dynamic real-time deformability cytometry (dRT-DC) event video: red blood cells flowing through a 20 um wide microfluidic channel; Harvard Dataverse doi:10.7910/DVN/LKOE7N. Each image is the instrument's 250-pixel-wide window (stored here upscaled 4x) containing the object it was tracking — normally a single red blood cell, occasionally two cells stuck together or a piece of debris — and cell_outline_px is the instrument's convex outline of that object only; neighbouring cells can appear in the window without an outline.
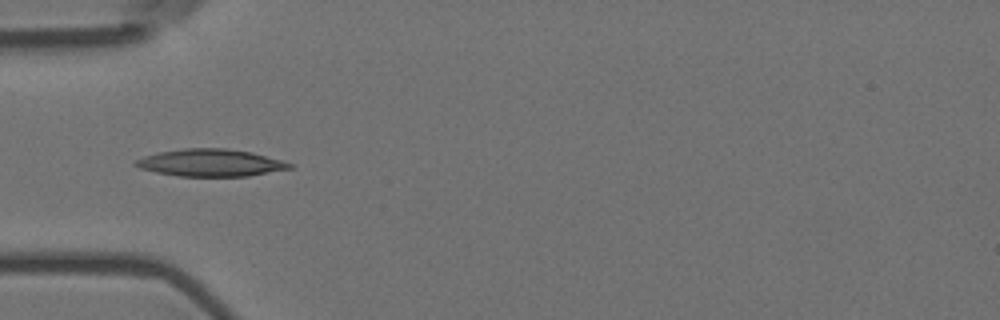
{"species": "Egyptian fruit bat (a non-hibernating species)", "species_latin": "Rousettus aegyptiacus", "temperature_condition": "room temperature", "stored_images_in_passage": 7, "camera_frame_rate_fps": 3000, "um_per_image_px": 0.085, "animal": {"sex": "female"}, "frame": {"image": 1, "passage_image": 2, "time_ms": 0.333, "image_size_px": [1000, 320], "cell_outline_px": [[296, 164], [292, 168], [248, 176], [176, 176], [156, 172], [140, 168], [132, 164], [136, 160], [144, 156], [160, 152], [184, 148], [224, 148], [252, 152], [284, 160]], "centroid_in_image_um": [17.94, 13.83], "position_along_channel_um": 67.1, "area_um2": 24.57}}
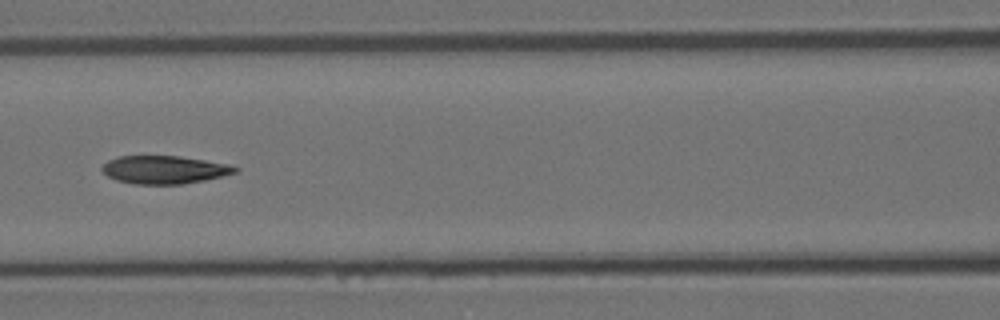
{"frame": {"image": 2, "passage_image": 4, "time_ms": 1.0, "image_size_px": [1000, 320], "cell_outline_px": [[240, 168], [236, 172], [204, 180], [184, 184], [132, 184], [116, 180], [108, 176], [100, 168], [108, 160], [116, 156], [180, 156], [228, 164]], "centroid_in_image_um": [13.93, 14.42], "position_along_channel_um": 152.7, "area_um2": 21.68}}
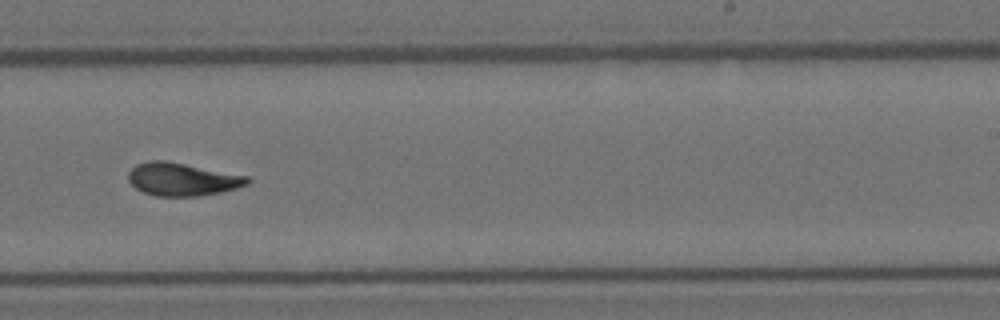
{"frame": {"image": 3, "passage_image": 7, "time_ms": 2.0, "image_size_px": [1000, 320], "cell_outline_px": [[252, 180], [248, 184], [236, 188], [220, 192], [196, 196], [156, 196], [144, 192], [136, 188], [128, 180], [128, 172], [136, 164], [148, 160], [164, 160], [248, 176]], "centroid_in_image_um": [15.48, 15.23], "position_along_channel_um": 273.5, "area_um2": 22.72}}